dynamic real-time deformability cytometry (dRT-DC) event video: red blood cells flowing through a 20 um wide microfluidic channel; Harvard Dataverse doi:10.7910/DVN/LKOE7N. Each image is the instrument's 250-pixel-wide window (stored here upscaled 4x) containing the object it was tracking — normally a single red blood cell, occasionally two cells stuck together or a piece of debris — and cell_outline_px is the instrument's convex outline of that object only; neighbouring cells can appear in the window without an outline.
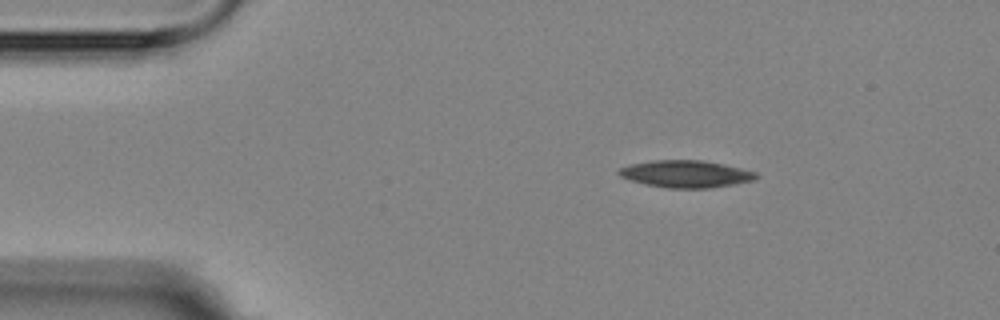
{"species": "Egyptian fruit bat (a non-hibernating species)", "species_latin": "Rousettus aegyptiacus", "temperature_condition": "room temperature", "stored_images_in_passage": 4, "camera_frame_rate_fps": 3000, "um_per_image_px": 0.085, "animal": {"sex": "female"}, "frame": {"image": 1, "passage_image": 1, "time_ms": 0.0, "image_size_px": [1000, 320], "cell_outline_px": [[760, 176], [756, 180], [708, 188], [668, 188], [648, 184], [632, 180], [620, 176], [616, 172], [620, 168], [632, 164], [652, 160], [700, 160], [724, 164], [756, 172]], "centroid_in_image_um": [58.33, 14.78], "position_along_channel_um": 26.7, "area_um2": 21.5}}
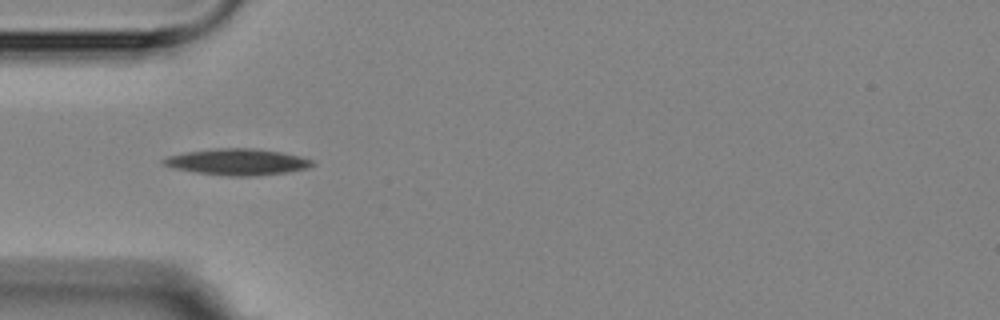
{"frame": {"image": 2, "passage_image": 3, "time_ms": 2.667, "image_size_px": [1000, 320], "cell_outline_px": [[316, 164], [308, 168], [288, 172], [252, 176], [228, 176], [196, 172], [172, 168], [160, 164], [160, 160], [168, 156], [188, 152], [220, 148], [252, 148], [280, 152], [300, 156], [312, 160]], "centroid_in_image_um": [20.17, 13.77], "position_along_channel_um": 64.8, "area_um2": 22.77}}
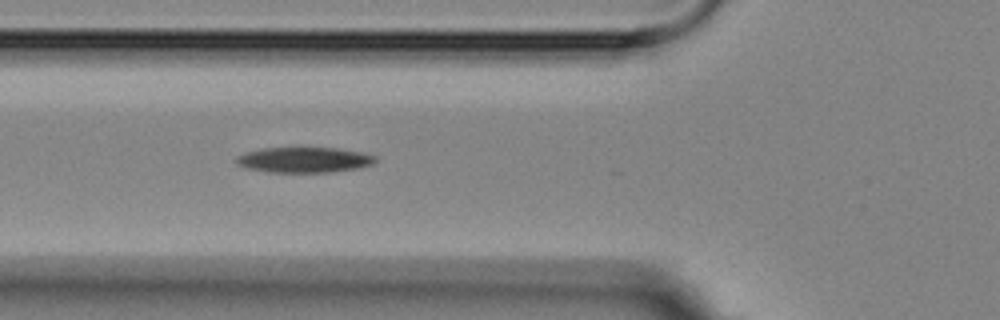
{"frame": {"image": 3, "passage_image": 4, "time_ms": 3.667, "image_size_px": [1000, 320], "cell_outline_px": [[376, 160], [372, 164], [356, 168], [328, 172], [268, 172], [244, 168], [236, 164], [236, 156], [244, 152], [264, 148], [300, 144], [336, 148], [364, 152], [376, 156]], "centroid_in_image_um": [25.79, 13.53], "position_along_channel_um": 100.0, "area_um2": 21.68}}